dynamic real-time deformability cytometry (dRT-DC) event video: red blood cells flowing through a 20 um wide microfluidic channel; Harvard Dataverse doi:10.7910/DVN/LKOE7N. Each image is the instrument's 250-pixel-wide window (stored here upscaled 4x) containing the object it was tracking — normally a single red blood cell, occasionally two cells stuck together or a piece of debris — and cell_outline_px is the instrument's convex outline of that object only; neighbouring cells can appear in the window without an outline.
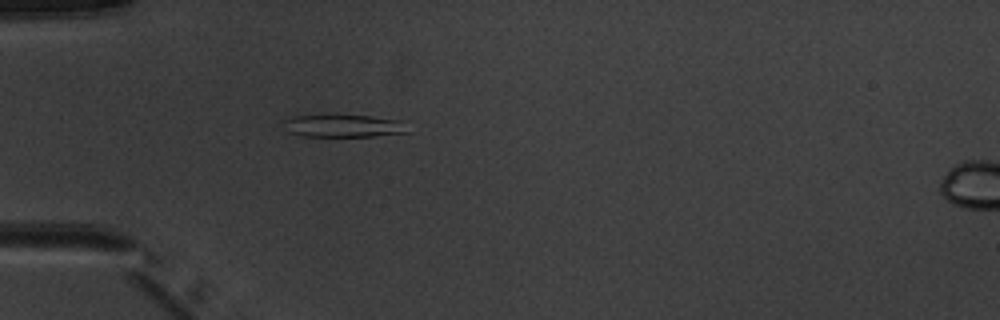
{"species": "common noctule bat (a hibernating species)", "species_latin": "Nyctalus noctula", "temperature_condition": "warm", "stored_images_in_passage": 6, "camera_frame_rate_fps": 3000, "um_per_image_px": 0.085, "animal": {"sex": "male", "body_mass_g": 20.1, "forearm_length_mm": 53.5}, "frame": {"image": 1, "passage_image": 5, "time_ms": 4.667, "image_size_px": [1000, 320], "cell_outline_px": [[408, 132], [372, 136], [300, 136], [288, 132], [284, 120], [296, 116], [372, 116], [404, 120]], "centroid_in_image_um": [29.26, 10.71], "position_along_channel_um": 55.7, "area_um2": 16.01}}